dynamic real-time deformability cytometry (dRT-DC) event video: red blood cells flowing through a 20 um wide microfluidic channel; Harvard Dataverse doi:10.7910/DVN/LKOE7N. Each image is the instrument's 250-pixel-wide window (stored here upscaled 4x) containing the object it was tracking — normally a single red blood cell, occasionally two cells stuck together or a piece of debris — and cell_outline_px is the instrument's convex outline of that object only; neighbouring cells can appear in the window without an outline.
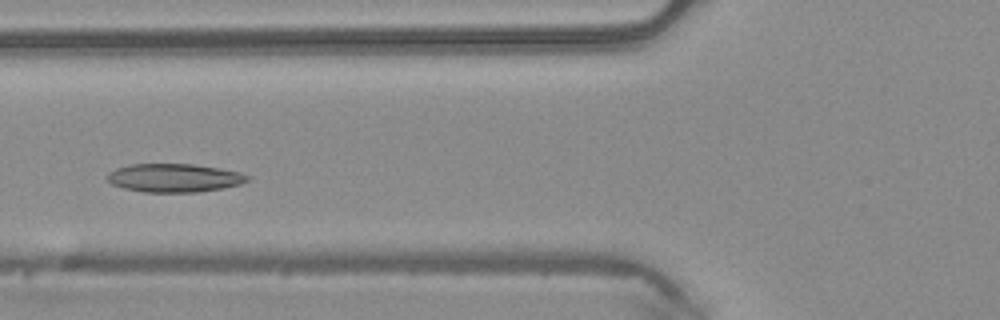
{"species": "common noctule bat (a hibernating species)", "species_latin": "Nyctalus noctula", "temperature_condition": "warm", "stored_images_in_passage": 3, "camera_frame_rate_fps": 3000, "um_per_image_px": 0.085, "animal": {"sex": "male", "body_mass_g": 20.4}, "frame": {"image": 1, "passage_image": 3, "time_ms": 0.667, "image_size_px": [1000, 320], "cell_outline_px": [[252, 180], [240, 184], [224, 188], [196, 192], [144, 192], [124, 188], [112, 184], [108, 180], [108, 172], [116, 168], [132, 164], [196, 164], [220, 168], [240, 172], [252, 176]], "centroid_in_image_um": [14.88, 15.12], "position_along_channel_um": 110.9, "area_um2": 23.41}}